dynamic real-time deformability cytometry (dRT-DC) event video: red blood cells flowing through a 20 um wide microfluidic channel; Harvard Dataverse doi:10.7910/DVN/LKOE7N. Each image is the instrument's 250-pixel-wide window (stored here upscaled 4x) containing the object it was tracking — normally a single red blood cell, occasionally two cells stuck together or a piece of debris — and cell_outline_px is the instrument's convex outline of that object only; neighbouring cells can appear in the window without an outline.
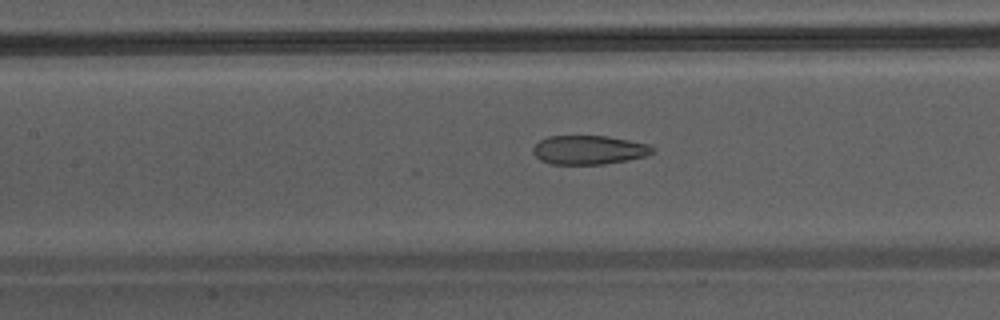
{"species": "Egyptian fruit bat (a non-hibernating species)", "species_latin": "Rousettus aegyptiacus", "temperature_condition": "warm", "stored_images_in_passage": 15, "camera_frame_rate_fps": 3000, "um_per_image_px": 0.085, "animal": {"sex": "male"}, "frame": {"image": 1, "passage_image": 7, "time_ms": 2.0, "image_size_px": [1000, 320], "cell_outline_px": [[656, 152], [644, 156], [628, 160], [604, 164], [552, 164], [540, 160], [532, 152], [532, 148], [540, 140], [548, 136], [608, 136], [648, 144], [656, 148]], "centroid_in_image_um": [50.07, 12.74], "position_along_channel_um": 157.3, "area_um2": 20.23}}
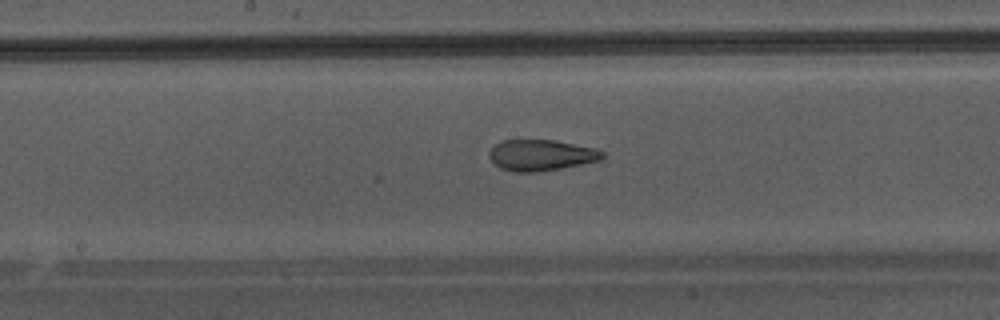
{"frame": {"image": 2, "passage_image": 10, "time_ms": 3.0, "image_size_px": [1000, 320], "cell_outline_px": [[604, 160], [560, 168], [536, 172], [512, 172], [500, 168], [488, 156], [488, 152], [500, 140], [556, 140], [596, 148], [604, 152]], "centroid_in_image_um": [46.02, 13.18], "position_along_channel_um": 202.2, "area_um2": 20.63}}